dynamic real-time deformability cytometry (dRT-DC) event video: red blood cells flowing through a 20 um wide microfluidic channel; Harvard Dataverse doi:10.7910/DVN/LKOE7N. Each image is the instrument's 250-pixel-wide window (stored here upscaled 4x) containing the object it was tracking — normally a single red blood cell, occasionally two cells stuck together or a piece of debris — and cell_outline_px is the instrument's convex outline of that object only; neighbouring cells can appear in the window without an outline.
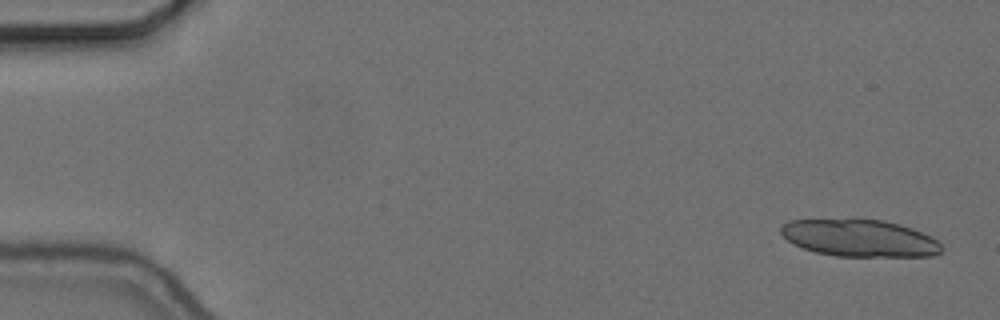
{"species": "common noctule bat (a hibernating species)", "species_latin": "Nyctalus noctula", "temperature_condition": "cold", "stored_images_in_passage": 10, "camera_frame_rate_fps": 3000, "um_per_image_px": 0.085, "animal": {"sex": "female", "body_mass_g": 24.6, "forearm_length_mm": 56.2}, "frame": {"image": 1, "passage_image": 2, "time_ms": 0.333, "image_size_px": [1000, 320], "cell_outline_px": [[944, 248], [940, 252], [932, 256], [836, 256], [816, 252], [792, 244], [780, 232], [780, 228], [788, 220], [884, 220], [912, 228], [936, 240]], "centroid_in_image_um": [73.06, 20.25], "position_along_channel_um": 11.9, "area_um2": 34.28}}